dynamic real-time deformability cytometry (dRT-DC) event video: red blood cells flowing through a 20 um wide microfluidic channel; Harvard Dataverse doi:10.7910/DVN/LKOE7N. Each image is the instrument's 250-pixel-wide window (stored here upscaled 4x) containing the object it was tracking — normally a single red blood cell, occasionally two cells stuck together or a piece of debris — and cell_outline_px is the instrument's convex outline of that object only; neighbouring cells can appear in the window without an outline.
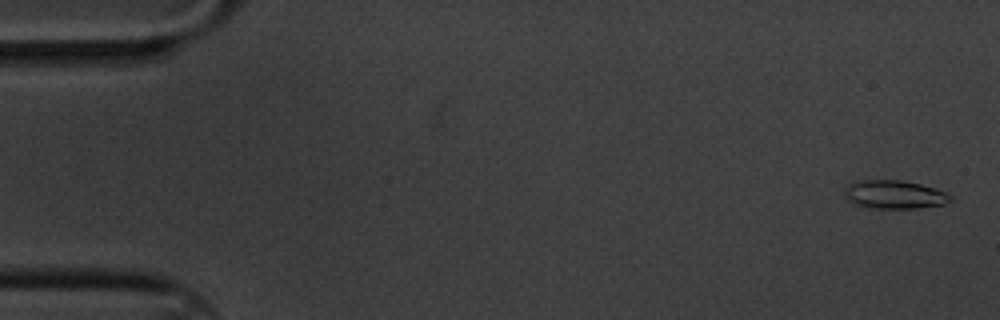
{"species": "common noctule bat (a hibernating species)", "species_latin": "Nyctalus noctula", "temperature_condition": "cold", "stored_images_in_passage": 6, "camera_frame_rate_fps": 3000, "um_per_image_px": 0.085, "animal": {"sex": "male", "body_mass_g": 20.1, "forearm_length_mm": 53.5}, "frame": {"image": 1, "passage_image": 1, "time_ms": 0.0, "image_size_px": [1000, 320], "cell_outline_px": [[952, 200], [944, 204], [916, 208], [868, 208], [852, 204], [844, 196], [844, 192], [848, 184], [856, 180], [900, 180], [920, 184], [948, 192], [952, 196]], "centroid_in_image_um": [76.0, 16.54], "position_along_channel_um": 9.0, "area_um2": 17.74}}